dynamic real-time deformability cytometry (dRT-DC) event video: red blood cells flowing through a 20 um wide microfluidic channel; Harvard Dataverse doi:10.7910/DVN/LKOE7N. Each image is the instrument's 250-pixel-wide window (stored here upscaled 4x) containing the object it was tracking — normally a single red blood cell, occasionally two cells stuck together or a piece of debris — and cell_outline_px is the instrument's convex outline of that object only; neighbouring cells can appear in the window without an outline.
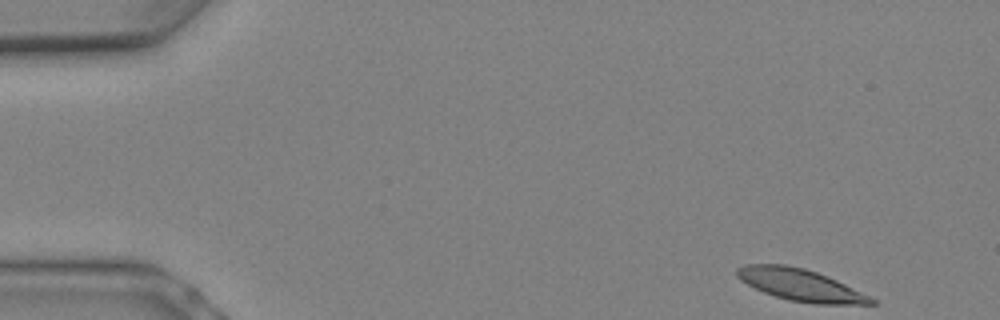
{"species": "Egyptian fruit bat (a non-hibernating species)", "species_latin": "Rousettus aegyptiacus", "temperature_condition": "warm", "stored_images_in_passage": 10, "camera_frame_rate_fps": 3000, "um_per_image_px": 0.085, "animal": {"sex": "female"}, "frame": {"image": 1, "passage_image": 1, "time_ms": 0.0, "image_size_px": [1000, 320], "cell_outline_px": [[876, 304], [816, 304], [788, 300], [764, 292], [740, 280], [736, 276], [736, 268], [744, 264], [784, 264], [804, 268], [828, 276], [872, 296], [876, 300]], "centroid_in_image_um": [68.06, 24.21], "position_along_channel_um": 16.9, "area_um2": 25.03}}
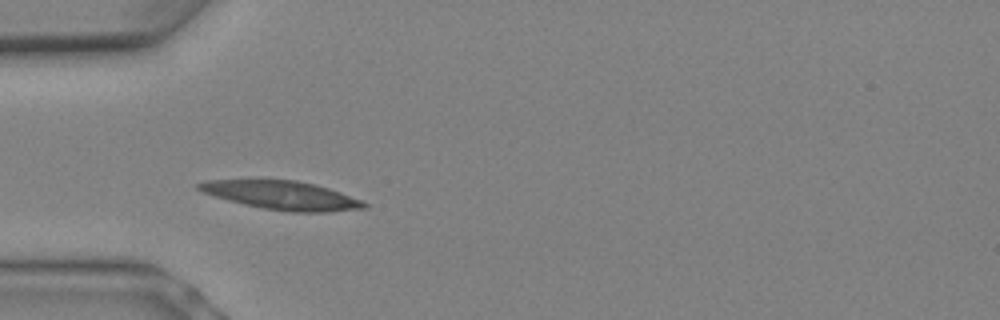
{"frame": {"image": 2, "passage_image": 6, "time_ms": 1.667, "image_size_px": [1000, 320], "cell_outline_px": [[368, 208], [328, 212], [292, 212], [264, 208], [244, 204], [228, 200], [204, 192], [196, 188], [196, 184], [204, 180], [296, 180], [328, 188], [340, 192], [360, 200], [368, 204]], "centroid_in_image_um": [23.97, 16.6], "position_along_channel_um": 61.0, "area_um2": 27.22}}
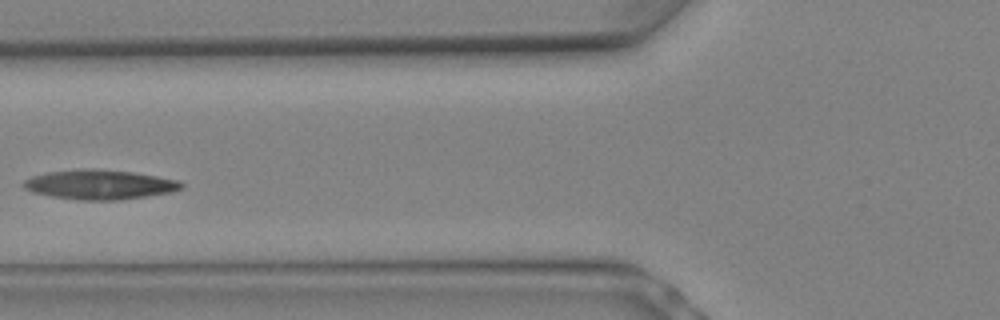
{"frame": {"image": 3, "passage_image": 8, "time_ms": 2.333, "image_size_px": [1000, 320], "cell_outline_px": [[184, 188], [172, 192], [120, 200], [80, 200], [52, 196], [32, 192], [24, 188], [24, 180], [32, 176], [44, 172], [76, 168], [92, 168], [132, 172], [180, 180], [184, 184]], "centroid_in_image_um": [8.47, 15.68], "position_along_channel_um": 117.3, "area_um2": 27.46}}